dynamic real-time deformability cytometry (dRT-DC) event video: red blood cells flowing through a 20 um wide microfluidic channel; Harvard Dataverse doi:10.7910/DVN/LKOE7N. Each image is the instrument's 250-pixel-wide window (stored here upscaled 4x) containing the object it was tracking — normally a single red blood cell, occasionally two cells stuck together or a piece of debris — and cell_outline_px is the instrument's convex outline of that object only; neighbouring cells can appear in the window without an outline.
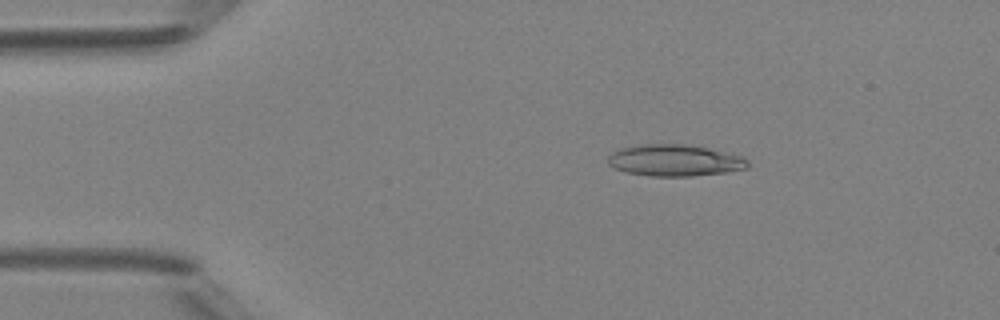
{"species": "Egyptian fruit bat (a non-hibernating species)", "species_latin": "Rousettus aegyptiacus", "temperature_condition": "room temperature", "stored_images_in_passage": 42, "camera_frame_rate_fps": 3000, "um_per_image_px": 0.085, "animal": {"sex": "female"}, "frame": {"image": 1, "passage_image": 2, "time_ms": 0.333, "image_size_px": [1000, 320], "cell_outline_px": [[748, 168], [728, 172], [692, 176], [652, 176], [624, 172], [608, 164], [608, 156], [612, 152], [620, 148], [636, 144], [688, 144], [708, 148], [744, 156], [748, 160]], "centroid_in_image_um": [57.36, 13.62], "position_along_channel_um": 27.6, "area_um2": 26.01}}
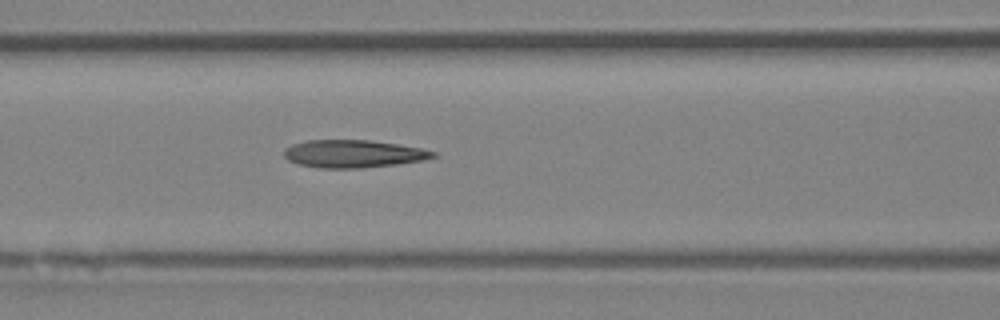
{"frame": {"image": 2, "passage_image": 14, "time_ms": 4.333, "image_size_px": [1000, 320], "cell_outline_px": [[440, 156], [420, 160], [396, 164], [360, 168], [320, 168], [296, 164], [288, 160], [284, 156], [284, 148], [292, 144], [308, 140], [372, 140], [424, 148], [436, 152]], "centroid_in_image_um": [30.03, 13.06], "position_along_channel_um": 136.6, "area_um2": 24.22}}
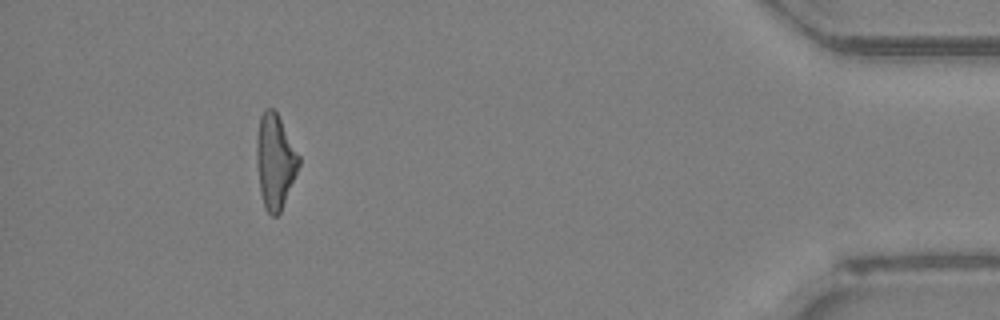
{"frame": {"image": 3, "passage_image": 38, "time_ms": 12.333, "image_size_px": [1000, 320], "cell_outline_px": [[300, 164], [280, 212], [276, 216], [272, 216], [264, 208], [260, 192], [256, 164], [256, 136], [260, 116], [264, 108], [272, 108], [276, 112], [300, 156]], "centroid_in_image_um": [23.35, 13.7], "position_along_channel_um": 411.8, "area_um2": 23.24}, "authors_computed_cell_mechanics": {"area_um2": 23.4957, "velocity_mm_per_s": 4.224, "shape_relaxation_time_tau1_ms": null, "shape_relaxation_time_tau2_ms": 4.1047, "deformation_change_tau1": null, "deformation_change_tau2": 0.1883}}